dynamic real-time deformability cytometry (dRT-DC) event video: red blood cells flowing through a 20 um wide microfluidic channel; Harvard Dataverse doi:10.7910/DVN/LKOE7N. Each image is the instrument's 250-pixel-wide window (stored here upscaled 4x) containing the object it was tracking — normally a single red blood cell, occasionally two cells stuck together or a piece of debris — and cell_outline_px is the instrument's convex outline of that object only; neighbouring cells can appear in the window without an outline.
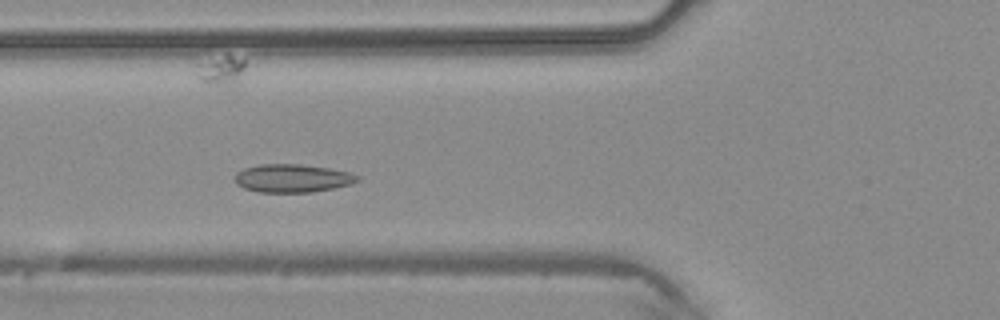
{"species": "common noctule bat (a hibernating species)", "species_latin": "Nyctalus noctula", "temperature_condition": "warm", "stored_images_in_passage": 30, "camera_frame_rate_fps": 3000, "um_per_image_px": 0.085, "animal": {"sex": "male", "body_mass_g": 20.4}, "frame": {"image": 1, "passage_image": 11, "time_ms": 3.333, "image_size_px": [1000, 320], "cell_outline_px": [[360, 180], [352, 184], [312, 192], [260, 192], [244, 188], [236, 184], [236, 172], [244, 168], [260, 164], [300, 164], [328, 168], [348, 172], [360, 176]], "centroid_in_image_um": [24.86, 15.15], "position_along_channel_um": 100.9, "area_um2": 20.06}}
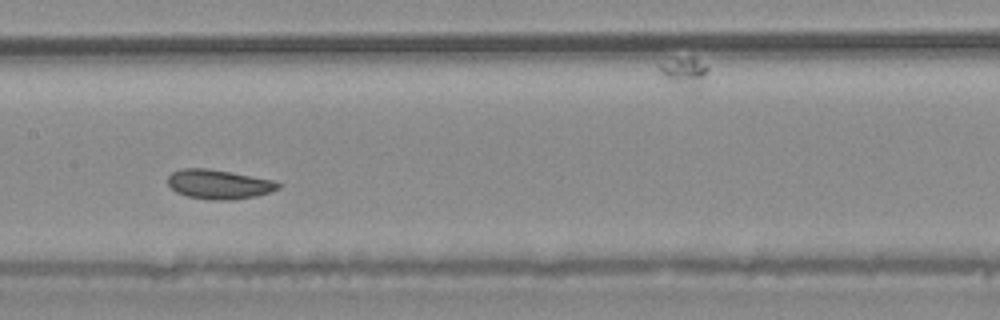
{"frame": {"image": 2, "passage_image": 17, "time_ms": 5.333, "image_size_px": [1000, 320], "cell_outline_px": [[280, 188], [272, 192], [256, 196], [232, 200], [212, 200], [188, 196], [176, 192], [168, 184], [168, 176], [172, 172], [180, 168], [208, 168], [276, 180], [280, 184]], "centroid_in_image_um": [18.63, 15.66], "position_along_channel_um": 188.8, "area_um2": 19.07}}
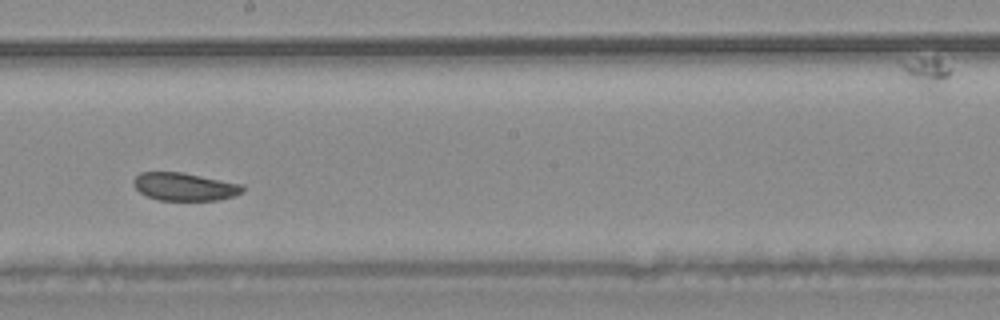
{"frame": {"image": 3, "passage_image": 20, "time_ms": 6.333, "image_size_px": [1000, 320], "cell_outline_px": [[244, 188], [236, 196], [220, 200], [160, 200], [148, 196], [140, 192], [132, 184], [132, 180], [140, 172], [184, 172], [244, 184]], "centroid_in_image_um": [15.71, 15.86], "position_along_channel_um": 232.5, "area_um2": 17.92}}